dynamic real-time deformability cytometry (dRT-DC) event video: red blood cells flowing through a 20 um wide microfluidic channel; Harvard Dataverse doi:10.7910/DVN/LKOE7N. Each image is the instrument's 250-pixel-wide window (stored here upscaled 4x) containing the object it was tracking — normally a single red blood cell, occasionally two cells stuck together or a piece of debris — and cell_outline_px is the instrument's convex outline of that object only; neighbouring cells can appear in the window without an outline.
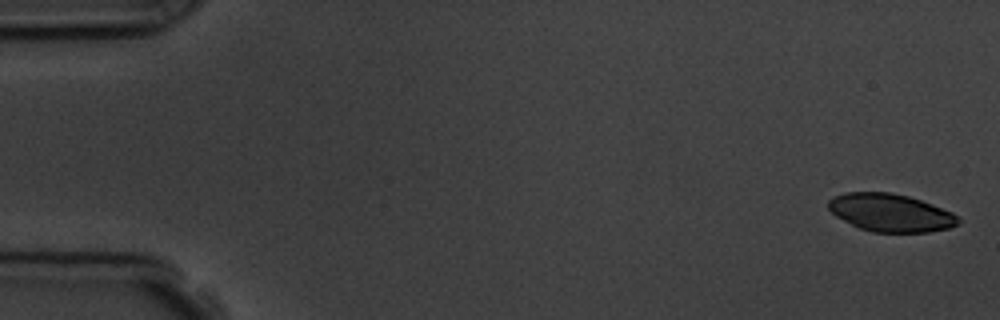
{"species": "common noctule bat (a hibernating species)", "species_latin": "Nyctalus noctula", "temperature_condition": "room temperature", "stored_images_in_passage": 6, "segment_of_instrument_passage": [1, 2], "camera_frame_rate_fps": 3000, "um_per_image_px": 0.085, "animal": {"sex": "male", "body_mass_g": 19.5, "forearm_length_mm": 54.6}, "frame": {"image": 1, "passage_image": 1, "time_ms": 0.0, "image_size_px": [1000, 320], "cell_outline_px": [[960, 224], [948, 228], [928, 232], [872, 232], [860, 228], [836, 216], [828, 208], [828, 200], [832, 196], [844, 192], [892, 192], [908, 196], [932, 204], [952, 212], [960, 220]], "centroid_in_image_um": [75.68, 18.07], "position_along_channel_um": 9.3, "area_um2": 28.61}}